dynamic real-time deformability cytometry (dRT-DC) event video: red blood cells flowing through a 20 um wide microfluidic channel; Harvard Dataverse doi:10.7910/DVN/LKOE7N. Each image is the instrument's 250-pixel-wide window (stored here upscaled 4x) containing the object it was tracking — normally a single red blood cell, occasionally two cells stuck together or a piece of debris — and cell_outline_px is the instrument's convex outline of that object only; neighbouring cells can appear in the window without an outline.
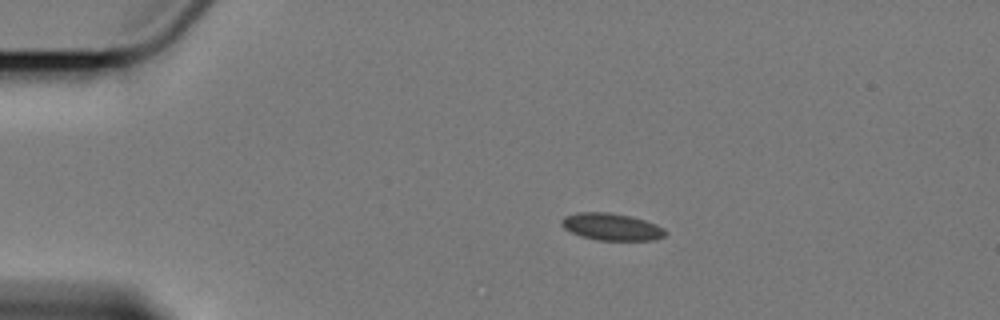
{"species": "Egyptian fruit bat (a non-hibernating species)", "species_latin": "Rousettus aegyptiacus", "temperature_condition": "cold", "stored_images_in_passage": 6, "camera_frame_rate_fps": 3000, "um_per_image_px": 0.085, "animal": {"sex": "female"}, "frame": {"image": 1, "passage_image": 2, "time_ms": 2.0, "image_size_px": [1000, 320], "cell_outline_px": [[668, 232], [664, 236], [652, 240], [600, 240], [580, 236], [564, 228], [560, 224], [560, 220], [564, 216], [580, 212], [604, 212], [628, 216], [644, 220], [656, 224], [664, 228]], "centroid_in_image_um": [51.97, 19.28], "position_along_channel_um": 33.0, "area_um2": 16.24}}
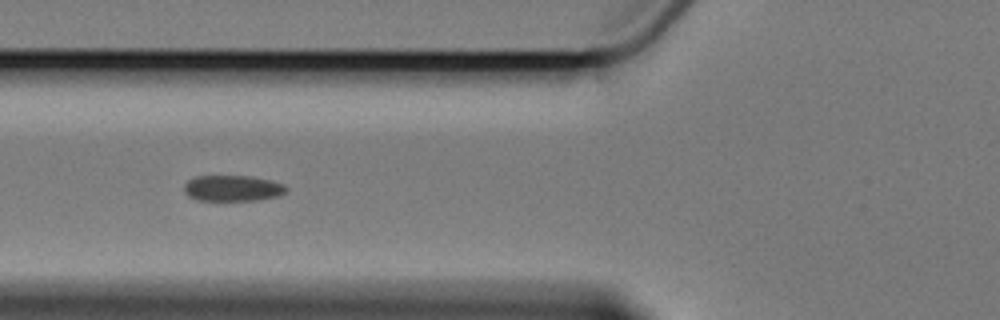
{"frame": {"image": 2, "passage_image": 5, "time_ms": 5.667, "image_size_px": [1000, 320], "cell_outline_px": [[288, 192], [276, 196], [256, 200], [200, 200], [188, 196], [184, 192], [184, 184], [188, 180], [196, 176], [248, 176], [272, 180], [284, 184], [288, 188]], "centroid_in_image_um": [19.78, 15.99], "position_along_channel_um": 106.0, "area_um2": 15.43}}
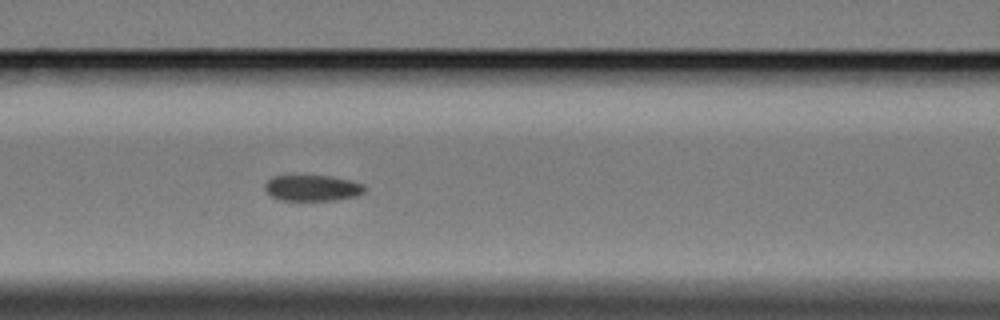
{"frame": {"image": 3, "passage_image": 6, "time_ms": 6.667, "image_size_px": [1000, 320], "cell_outline_px": [[368, 188], [364, 192], [356, 196], [336, 200], [280, 200], [264, 192], [264, 184], [272, 176], [292, 172], [332, 176], [364, 184]], "centroid_in_image_um": [26.49, 15.92], "position_along_channel_um": 140.1, "area_um2": 16.07}}